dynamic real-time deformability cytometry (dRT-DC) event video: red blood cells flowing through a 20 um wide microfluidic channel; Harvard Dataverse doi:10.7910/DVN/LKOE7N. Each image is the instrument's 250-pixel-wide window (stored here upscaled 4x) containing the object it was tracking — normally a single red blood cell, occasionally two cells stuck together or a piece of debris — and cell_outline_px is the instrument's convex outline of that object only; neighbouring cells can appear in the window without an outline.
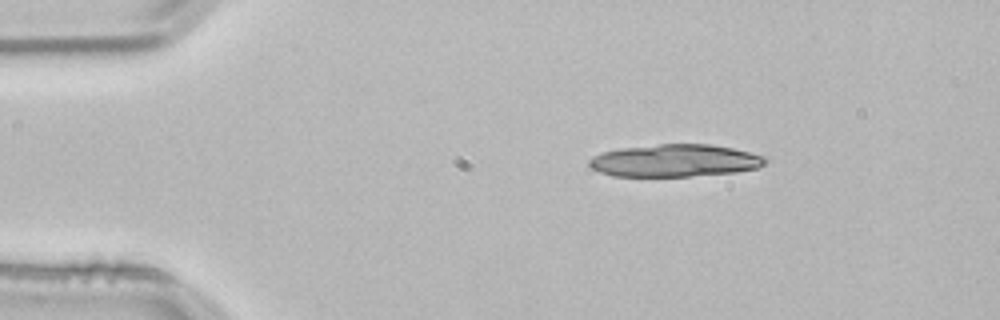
{"species": "common noctule bat (a hibernating species)", "species_latin": "Nyctalus noctula", "temperature_condition": "room temperature", "stored_images_in_passage": 13, "camera_frame_rate_fps": 3000, "um_per_image_px": 0.085, "animal": {"sex": "male", "body_mass_g": 21.5, "forearm_length_mm": 52.0}, "frame": {"image": 1, "passage_image": 3, "time_ms": 0.667, "image_size_px": [1000, 320], "cell_outline_px": [[768, 160], [764, 164], [756, 168], [736, 172], [688, 176], [612, 176], [600, 172], [592, 168], [588, 164], [588, 160], [592, 156], [600, 152], [620, 148], [660, 144], [712, 144], [732, 148], [764, 156]], "centroid_in_image_um": [57.32, 13.64], "position_along_channel_um": 27.7, "area_um2": 33.29}}